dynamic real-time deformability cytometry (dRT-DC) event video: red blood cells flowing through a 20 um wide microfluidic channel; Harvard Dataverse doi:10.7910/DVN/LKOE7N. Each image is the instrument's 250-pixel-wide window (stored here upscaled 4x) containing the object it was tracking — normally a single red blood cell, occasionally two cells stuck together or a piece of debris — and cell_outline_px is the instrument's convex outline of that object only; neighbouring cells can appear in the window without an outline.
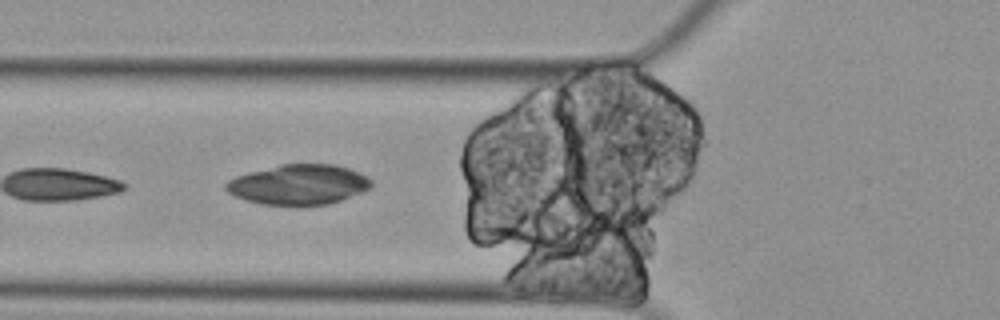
{"species": "Egyptian fruit bat (a non-hibernating species)", "species_latin": "Rousettus aegyptiacus", "temperature_condition": "cold", "stored_images_in_passage": 10, "camera_frame_rate_fps": 3000, "um_per_image_px": 0.085, "animal": {"sex": "female"}, "frame": {"image": 1, "passage_image": 6, "time_ms": 1.667, "image_size_px": [1000, 320], "cell_outline_px": [[372, 184], [368, 188], [360, 192], [340, 200], [328, 204], [260, 204], [236, 196], [228, 192], [224, 188], [224, 184], [228, 180], [236, 176], [248, 172], [280, 164], [336, 164], [348, 168], [368, 176], [372, 180]], "centroid_in_image_um": [25.36, 15.66], "position_along_channel_um": 100.4, "area_um2": 33.58}}